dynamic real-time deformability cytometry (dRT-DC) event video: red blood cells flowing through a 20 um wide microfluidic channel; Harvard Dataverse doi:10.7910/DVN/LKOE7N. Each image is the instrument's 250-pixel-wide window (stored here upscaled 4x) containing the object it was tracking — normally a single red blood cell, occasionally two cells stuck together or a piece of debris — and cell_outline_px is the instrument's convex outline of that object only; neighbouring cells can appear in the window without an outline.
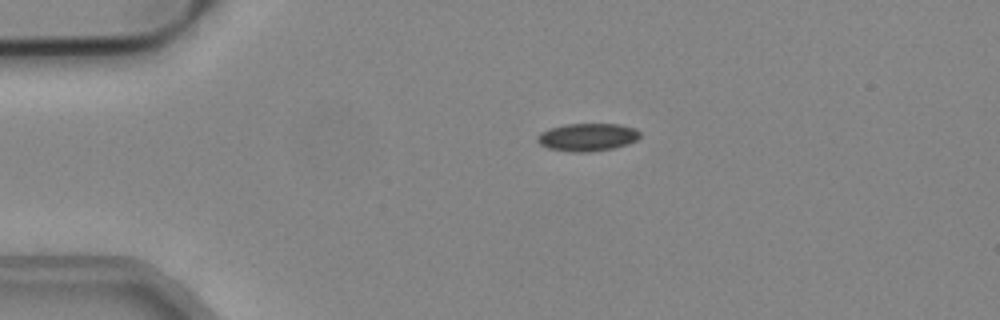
{"species": "common noctule bat (a hibernating species)", "species_latin": "Nyctalus noctula", "temperature_condition": "cold", "stored_images_in_passage": 50, "camera_frame_rate_fps": 3000, "um_per_image_px": 0.085, "animal": {"sex": "male", "body_mass_g": 19.2, "forearm_length_mm": 51.8}, "frame": {"image": 1, "passage_image": 8, "time_ms": 2.333, "image_size_px": [1000, 320], "cell_outline_px": [[640, 136], [636, 140], [628, 144], [612, 148], [588, 152], [572, 152], [548, 148], [540, 144], [536, 140], [536, 136], [540, 132], [548, 128], [564, 124], [620, 124], [636, 128], [640, 132]], "centroid_in_image_um": [49.91, 11.65], "position_along_channel_um": 35.1, "area_um2": 16.76}}
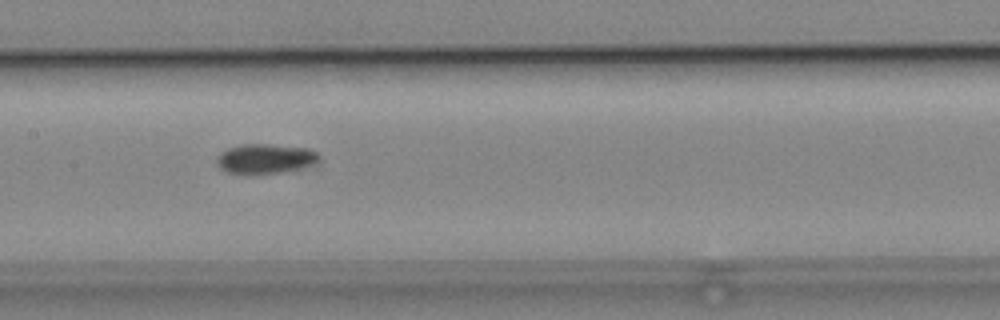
{"frame": {"image": 2, "passage_image": 23, "time_ms": 7.333, "image_size_px": [1000, 320], "cell_outline_px": [[320, 156], [312, 164], [304, 168], [280, 172], [228, 172], [220, 168], [216, 164], [216, 156], [220, 152], [228, 148], [244, 144], [268, 144], [304, 148], [316, 152]], "centroid_in_image_um": [22.51, 13.47], "position_along_channel_um": 184.9, "area_um2": 17.17}}
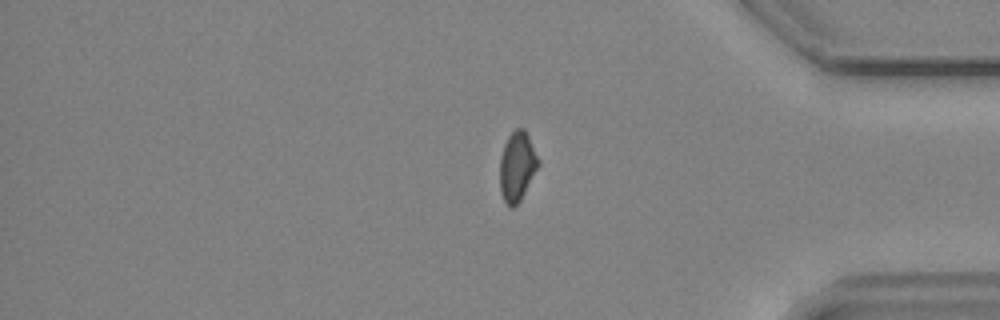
{"frame": {"image": 3, "passage_image": 41, "time_ms": 13.333, "image_size_px": [1000, 320], "cell_outline_px": [[540, 164], [520, 200], [512, 208], [508, 208], [500, 192], [500, 156], [504, 144], [508, 136], [516, 128], [524, 128], [540, 160]], "centroid_in_image_um": [43.95, 14.14], "position_along_channel_um": 391.3, "area_um2": 15.61}}